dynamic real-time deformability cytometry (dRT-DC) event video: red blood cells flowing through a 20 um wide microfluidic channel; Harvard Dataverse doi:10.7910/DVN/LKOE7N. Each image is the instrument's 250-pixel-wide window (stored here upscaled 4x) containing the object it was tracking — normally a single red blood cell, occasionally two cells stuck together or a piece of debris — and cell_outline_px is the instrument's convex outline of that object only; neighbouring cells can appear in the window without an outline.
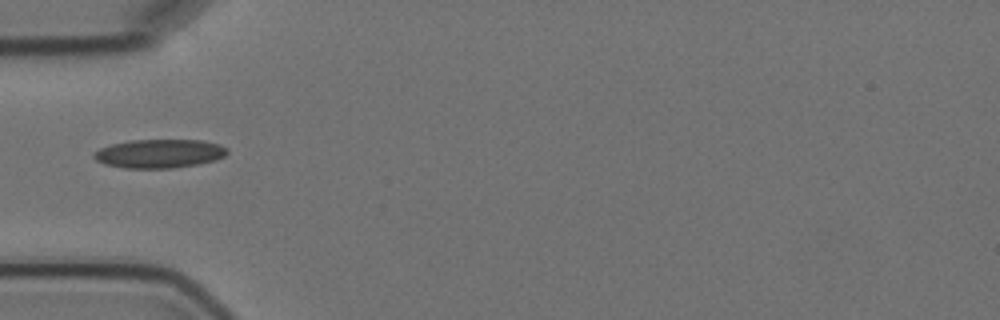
{"species": "Egyptian fruit bat (a non-hibernating species)", "species_latin": "Rousettus aegyptiacus", "temperature_condition": "cold", "stored_images_in_passage": 6, "camera_frame_rate_fps": 3000, "um_per_image_px": 0.085, "animal": {"sex": "female"}, "frame": {"image": 1, "passage_image": 4, "time_ms": 4.667, "image_size_px": [1000, 320], "cell_outline_px": [[228, 152], [224, 156], [216, 160], [200, 164], [172, 168], [124, 168], [104, 164], [96, 160], [92, 156], [92, 152], [100, 148], [112, 144], [132, 140], [204, 140], [220, 144], [228, 148]], "centroid_in_image_um": [13.56, 13.05], "position_along_channel_um": 71.4, "area_um2": 22.54}}
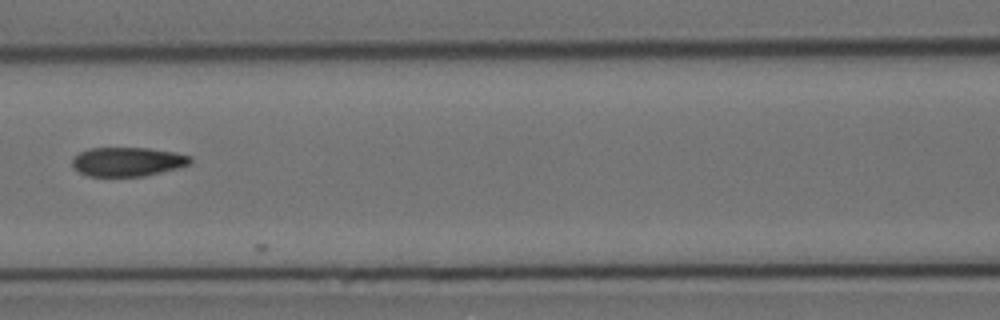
{"frame": {"image": 2, "passage_image": 6, "time_ms": 7.0, "image_size_px": [1000, 320], "cell_outline_px": [[192, 164], [180, 168], [144, 176], [88, 176], [72, 168], [72, 160], [80, 152], [88, 148], [148, 148], [176, 152], [192, 156]], "centroid_in_image_um": [10.89, 13.74], "position_along_channel_um": 155.7, "area_um2": 20.23}}